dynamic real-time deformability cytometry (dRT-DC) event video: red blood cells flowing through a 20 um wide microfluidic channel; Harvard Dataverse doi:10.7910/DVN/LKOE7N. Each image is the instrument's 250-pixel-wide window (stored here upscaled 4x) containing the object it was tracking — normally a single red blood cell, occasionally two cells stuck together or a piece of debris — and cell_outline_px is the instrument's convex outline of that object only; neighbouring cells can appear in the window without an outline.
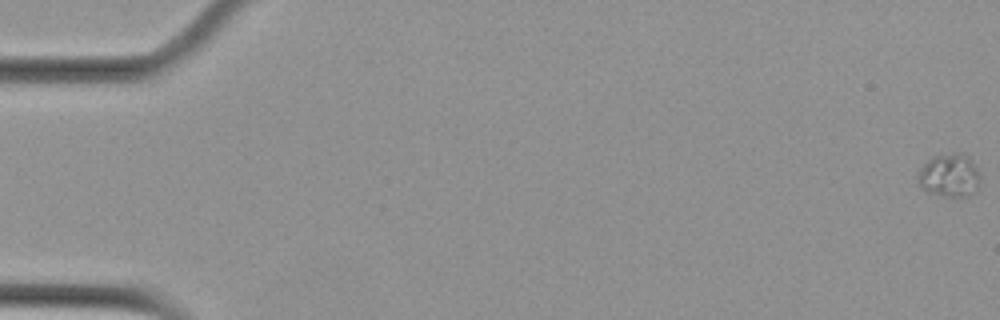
{"species": "Egyptian fruit bat (a non-hibernating species)", "species_latin": "Rousettus aegyptiacus", "temperature_condition": "cold", "stored_images_in_passage": 49, "camera_frame_rate_fps": 3000, "um_per_image_px": 0.085, "animal": {"sex": "female"}, "frame": {"image": 1, "passage_image": 1, "time_ms": 0.0, "image_size_px": [1000, 320], "cell_outline_px": [[980, 180], [964, 196], [944, 196], [932, 192], [924, 188], [916, 180], [916, 176], [920, 168], [928, 160], [936, 156], [960, 152], [968, 156], [976, 168], [980, 176]], "centroid_in_image_um": [80.65, 14.87], "position_along_channel_um": 4.4, "area_um2": 14.97}}